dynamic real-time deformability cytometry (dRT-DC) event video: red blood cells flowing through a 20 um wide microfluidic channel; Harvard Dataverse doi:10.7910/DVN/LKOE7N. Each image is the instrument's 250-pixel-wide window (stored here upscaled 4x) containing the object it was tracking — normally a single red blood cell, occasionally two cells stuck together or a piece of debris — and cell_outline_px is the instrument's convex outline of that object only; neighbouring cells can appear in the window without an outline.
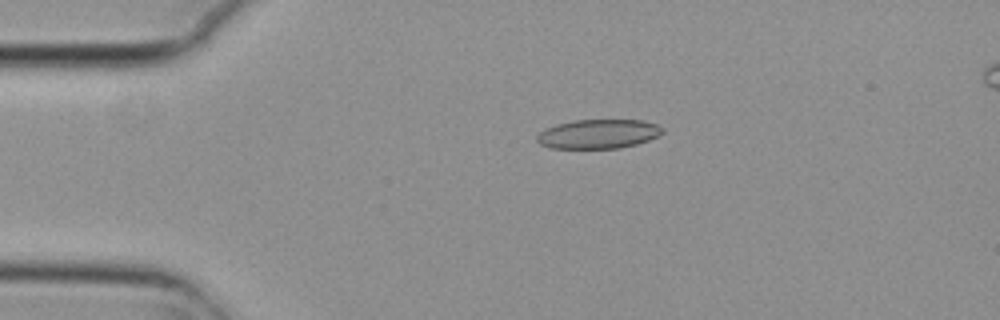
{"species": "common noctule bat (a hibernating species)", "species_latin": "Nyctalus noctula", "temperature_condition": "cold", "stored_images_in_passage": 5, "camera_frame_rate_fps": 3000, "um_per_image_px": 0.085, "animal": {"sex": "female", "body_mass_g": 29.2, "forearm_length_mm": 56.3}, "frame": {"image": 1, "passage_image": 3, "time_ms": 0.667, "image_size_px": [1000, 320], "cell_outline_px": [[664, 132], [660, 136], [636, 144], [620, 148], [552, 148], [540, 144], [536, 140], [536, 136], [544, 128], [556, 124], [572, 120], [644, 120], [656, 124], [664, 128]], "centroid_in_image_um": [50.87, 11.38], "position_along_channel_um": 34.1, "area_um2": 21.56}}